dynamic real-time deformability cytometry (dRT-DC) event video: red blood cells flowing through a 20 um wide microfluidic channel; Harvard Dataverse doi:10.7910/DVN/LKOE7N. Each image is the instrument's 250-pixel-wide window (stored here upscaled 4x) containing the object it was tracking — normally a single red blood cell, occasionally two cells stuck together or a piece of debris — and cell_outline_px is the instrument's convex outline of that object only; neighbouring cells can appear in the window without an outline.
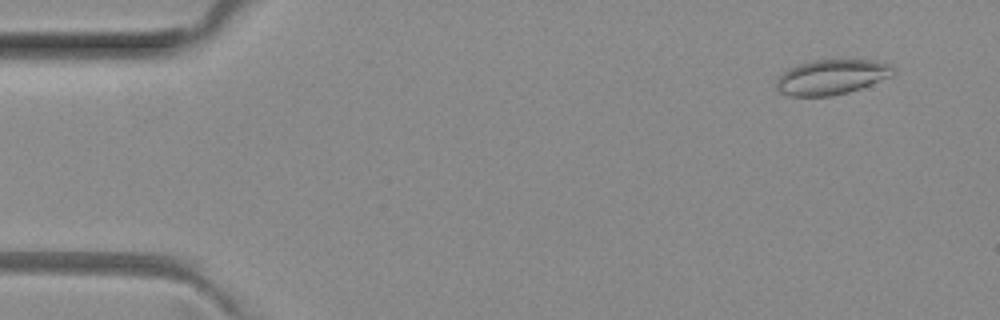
{"species": "common noctule bat (a hibernating species)", "species_latin": "Nyctalus noctula", "temperature_condition": "room temperature", "stored_images_in_passage": 49, "camera_frame_rate_fps": 3000, "um_per_image_px": 0.085, "animal": {"sex": "female", "body_mass_g": 29.2, "forearm_length_mm": 56.3}, "frame": {"image": 1, "passage_image": 4, "time_ms": 1.0, "image_size_px": [1000, 320], "cell_outline_px": [[896, 72], [892, 76], [860, 88], [848, 92], [832, 96], [792, 96], [780, 92], [776, 88], [776, 80], [784, 72], [800, 64], [812, 60], [872, 60], [888, 64]], "centroid_in_image_um": [70.69, 6.55], "position_along_channel_um": 14.3, "area_um2": 23.52}}
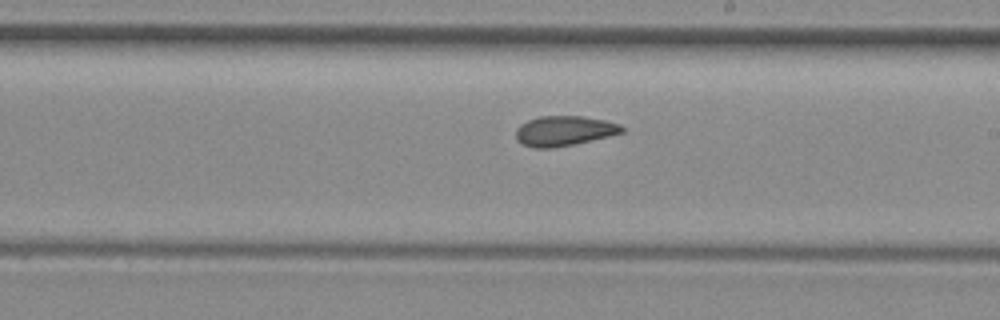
{"frame": {"image": 2, "passage_image": 29, "time_ms": 9.333, "image_size_px": [1000, 320], "cell_outline_px": [[624, 132], [608, 136], [572, 144], [552, 148], [532, 148], [516, 140], [516, 128], [520, 124], [528, 120], [540, 116], [584, 116], [604, 120], [620, 124], [624, 128]], "centroid_in_image_um": [47.92, 11.12], "position_along_channel_um": 241.1, "area_um2": 18.44}}
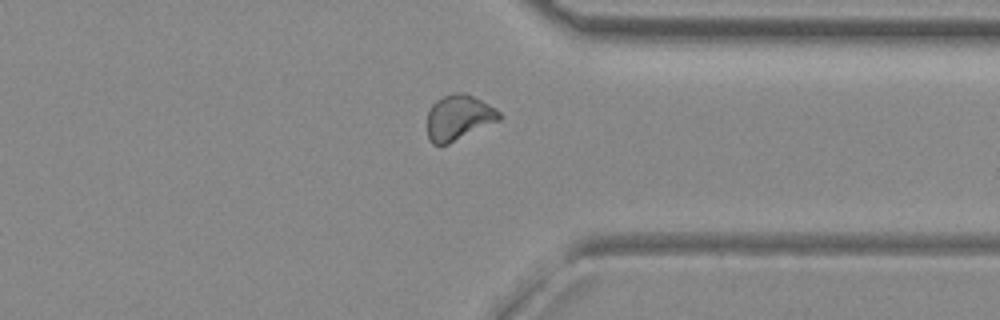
{"frame": {"image": 3, "passage_image": 39, "time_ms": 12.667, "image_size_px": [1000, 320], "cell_outline_px": [[504, 116], [500, 120], [448, 144], [432, 144], [428, 140], [428, 112], [432, 104], [436, 100], [444, 96], [456, 92], [464, 92], [496, 108]], "centroid_in_image_um": [38.99, 9.99], "position_along_channel_um": 372.4, "area_um2": 18.96}}